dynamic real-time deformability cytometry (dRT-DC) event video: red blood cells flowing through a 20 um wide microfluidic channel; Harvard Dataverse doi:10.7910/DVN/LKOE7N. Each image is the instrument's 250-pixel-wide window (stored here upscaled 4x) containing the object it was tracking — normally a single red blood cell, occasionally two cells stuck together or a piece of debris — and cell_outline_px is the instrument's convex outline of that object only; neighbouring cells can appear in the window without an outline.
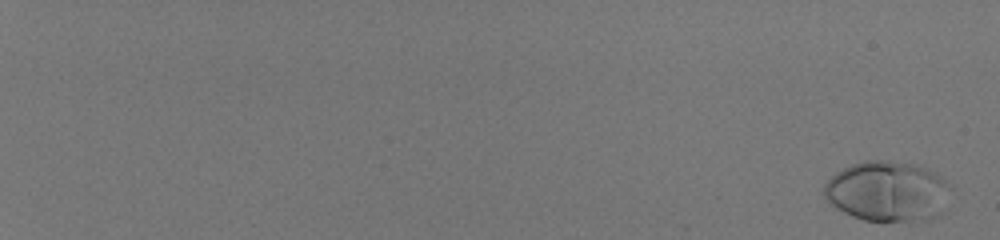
{"species": "human", "species_latin": "Homo sapiens", "temperature_condition": "room temperature", "stored_images_in_passage": 58, "camera_frame_rate_fps": 3000, "um_per_image_px": 0.085, "donor": {"sex": "male"}, "frame": {"image": 1, "passage_image": 3, "time_ms": 0.667, "image_size_px": [1000, 240], "cell_outline_px": [[952, 188], [924, 220], [864, 220], [852, 216], [836, 208], [824, 196], [824, 184], [836, 172], [852, 164], [864, 160], [888, 160], [912, 164], [932, 172], [940, 176]], "centroid_in_image_um": [75.29, 16.21], "position_along_channel_um": 9.7, "area_um2": 42.71}}
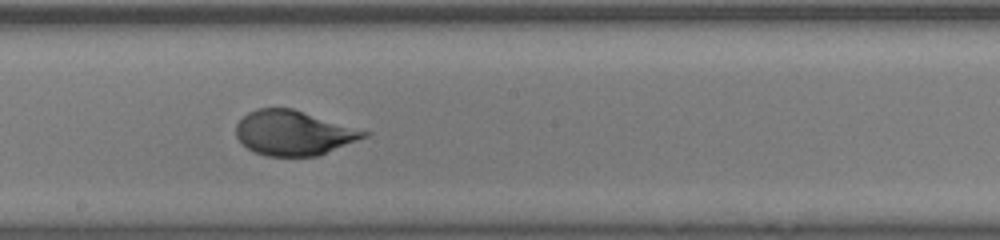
{"frame": {"image": 2, "passage_image": 39, "time_ms": 12.667, "image_size_px": [1000, 240], "cell_outline_px": [[372, 132], [368, 136], [320, 156], [268, 156], [256, 152], [248, 148], [236, 136], [236, 124], [248, 112], [256, 108], [292, 108]], "centroid_in_image_um": [25.0, 11.3], "position_along_channel_um": 223.2, "area_um2": 33.41}}
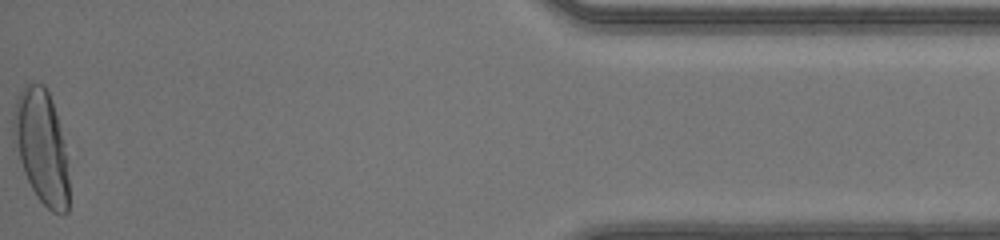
{"frame": {"image": 3, "passage_image": 58, "time_ms": 19.0, "image_size_px": [1000, 240], "cell_outline_px": [[68, 212], [52, 212], [36, 196], [24, 172], [12, 136], [12, 116], [16, 96], [32, 80], [44, 84], [52, 100], [64, 144], [68, 160]], "centroid_in_image_um": [3.51, 12.42], "position_along_channel_um": 431.7, "area_um2": 36.76}, "authors_computed_cell_mechanics": {"area_um2": 34.4777, "velocity_mm_per_s": 4.1739, "shape_relaxation_time_tau1_ms": 4.1734, "shape_relaxation_time_tau2_ms": null, "deformation_change_tau1": 0.2111, "deformation_change_tau2": null}}